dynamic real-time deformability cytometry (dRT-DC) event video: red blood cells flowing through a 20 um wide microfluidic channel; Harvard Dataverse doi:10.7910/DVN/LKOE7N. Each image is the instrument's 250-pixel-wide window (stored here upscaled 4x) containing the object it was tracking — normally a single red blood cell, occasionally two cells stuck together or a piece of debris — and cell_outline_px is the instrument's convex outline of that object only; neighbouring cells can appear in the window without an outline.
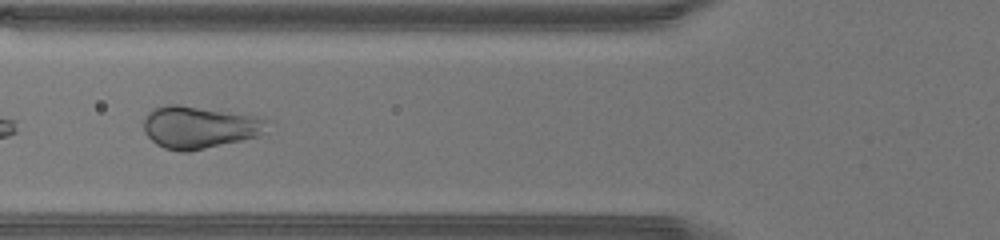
{"species": "human", "species_latin": "Homo sapiens", "temperature_condition": "warm", "stored_images_in_passage": 22, "camera_frame_rate_fps": 3000, "um_per_image_px": 0.085, "donor": {"sex": "male"}, "frame": {"image": 1, "passage_image": 16, "time_ms": 5.0, "image_size_px": [1000, 240], "cell_outline_px": [[268, 120], [260, 136], [188, 152], [180, 152], [164, 148], [156, 144], [144, 132], [144, 116], [152, 108], [168, 104], [180, 104], [256, 116]], "centroid_in_image_um": [16.89, 10.81], "position_along_channel_um": 108.9, "area_um2": 30.46}}
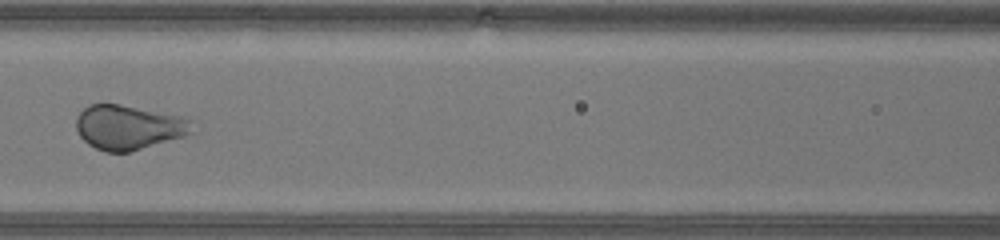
{"frame": {"image": 2, "passage_image": 19, "time_ms": 6.0, "image_size_px": [1000, 240], "cell_outline_px": [[196, 120], [192, 132], [184, 136], [128, 152], [104, 152], [88, 144], [80, 136], [76, 128], [76, 116], [88, 104], [120, 104], [180, 116]], "centroid_in_image_um": [10.94, 10.81], "position_along_channel_um": 155.7, "area_um2": 30.11}}